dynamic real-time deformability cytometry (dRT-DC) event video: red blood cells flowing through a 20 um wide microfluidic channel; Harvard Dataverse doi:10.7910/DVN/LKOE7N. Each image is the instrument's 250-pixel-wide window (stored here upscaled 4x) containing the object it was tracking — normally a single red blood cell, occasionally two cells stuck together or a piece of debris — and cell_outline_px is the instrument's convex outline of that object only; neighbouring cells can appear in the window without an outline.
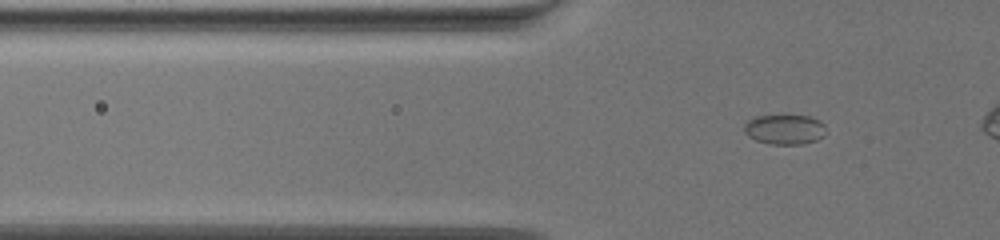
{"species": "common noctule bat (a hibernating species)", "species_latin": "Nyctalus noctula", "temperature_condition": "warm", "stored_images_in_passage": 48, "camera_frame_rate_fps": 3000, "um_per_image_px": 0.085, "animal": {"sex": "female", "body_mass_g": 19.5, "forearm_length_mm": 54.1}, "frame": {"image": 1, "passage_image": 10, "time_ms": 3.0, "image_size_px": [1000, 240], "cell_outline_px": [[824, 136], [816, 140], [804, 144], [768, 144], [756, 140], [748, 136], [744, 132], [744, 124], [748, 120], [756, 116], [808, 116], [820, 120], [824, 124]], "centroid_in_image_um": [66.68, 11.01], "position_along_channel_um": 59.1, "area_um2": 14.22}}
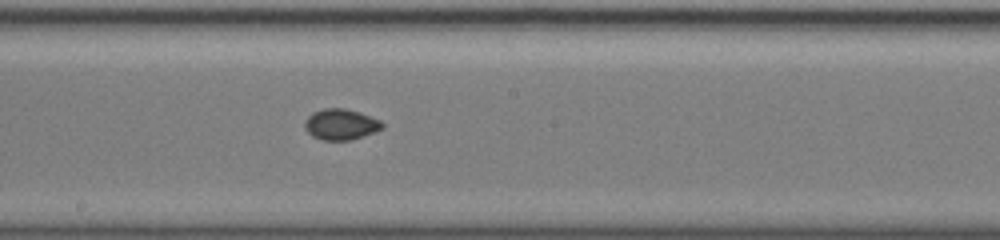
{"frame": {"image": 2, "passage_image": 27, "time_ms": 8.667, "image_size_px": [1000, 240], "cell_outline_px": [[384, 128], [352, 140], [320, 140], [312, 136], [304, 128], [304, 124], [308, 116], [312, 112], [324, 108], [344, 108], [360, 112], [380, 120], [384, 124]], "centroid_in_image_um": [28.96, 10.57], "position_along_channel_um": 219.2, "area_um2": 14.05}}
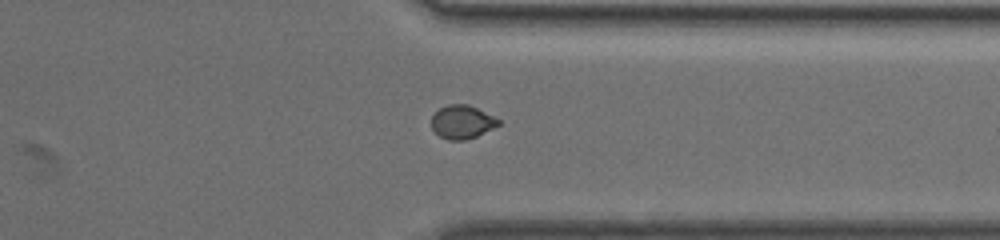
{"frame": {"image": 3, "passage_image": 42, "time_ms": 13.667, "image_size_px": [1000, 240], "cell_outline_px": [[500, 124], [476, 136], [464, 140], [448, 140], [440, 136], [432, 128], [432, 116], [440, 108], [448, 104], [468, 104], [500, 120]], "centroid_in_image_um": [39.26, 10.36], "position_along_channel_um": 372.1, "area_um2": 12.77}}